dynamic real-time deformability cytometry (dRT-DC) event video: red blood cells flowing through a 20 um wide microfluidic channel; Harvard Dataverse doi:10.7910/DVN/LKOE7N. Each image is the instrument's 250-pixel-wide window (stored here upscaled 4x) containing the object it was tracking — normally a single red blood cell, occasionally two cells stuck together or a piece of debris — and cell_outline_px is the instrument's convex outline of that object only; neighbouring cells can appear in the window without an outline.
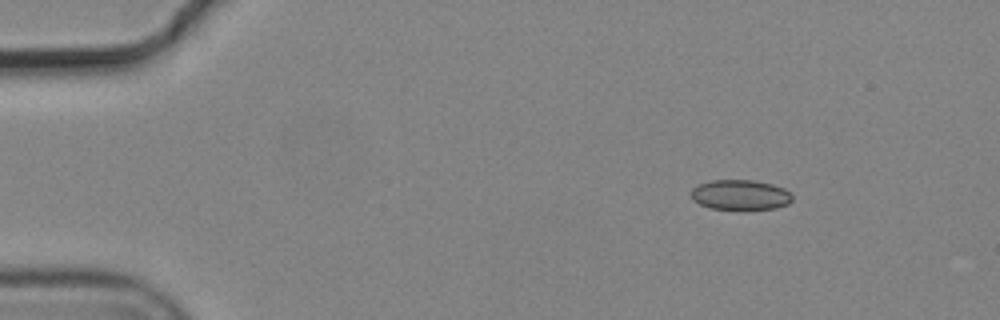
{"species": "common noctule bat (a hibernating species)", "species_latin": "Nyctalus noctula", "temperature_condition": "cold", "stored_images_in_passage": 8, "camera_frame_rate_fps": 3000, "um_per_image_px": 0.085, "animal": {"sex": "male", "body_mass_g": 19.2, "forearm_length_mm": 51.8}, "frame": {"image": 1, "passage_image": 1, "time_ms": 0.0, "image_size_px": [1000, 320], "cell_outline_px": [[792, 200], [788, 204], [776, 208], [712, 208], [700, 204], [692, 200], [692, 188], [700, 184], [712, 180], [752, 180], [772, 184], [784, 188], [792, 196]], "centroid_in_image_um": [62.93, 16.54], "position_along_channel_um": 22.1, "area_um2": 17.34}}
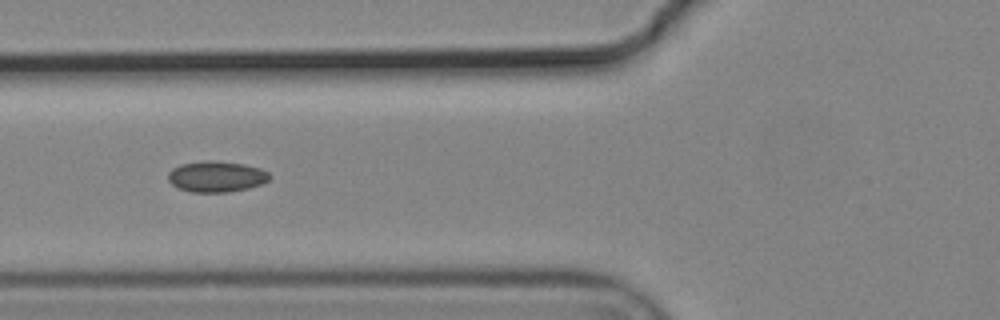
{"frame": {"image": 2, "passage_image": 5, "time_ms": 1.333, "image_size_px": [1000, 320], "cell_outline_px": [[272, 176], [268, 180], [260, 184], [248, 188], [228, 192], [192, 192], [180, 188], [172, 184], [168, 180], [168, 172], [172, 168], [180, 164], [204, 160], [212, 160], [244, 164], [260, 168], [268, 172]], "centroid_in_image_um": [18.39, 14.99], "position_along_channel_um": 107.4, "area_um2": 18.32}}
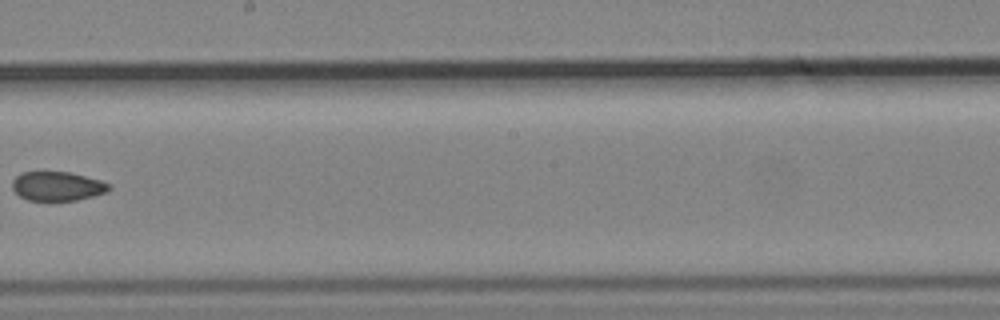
{"frame": {"image": 3, "passage_image": 8, "time_ms": 2.333, "image_size_px": [1000, 320], "cell_outline_px": [[112, 188], [108, 192], [76, 200], [52, 204], [28, 200], [20, 196], [12, 188], [12, 180], [20, 172], [72, 172], [100, 180], [112, 184]], "centroid_in_image_um": [4.88, 15.87], "position_along_channel_um": 243.3, "area_um2": 17.22}}